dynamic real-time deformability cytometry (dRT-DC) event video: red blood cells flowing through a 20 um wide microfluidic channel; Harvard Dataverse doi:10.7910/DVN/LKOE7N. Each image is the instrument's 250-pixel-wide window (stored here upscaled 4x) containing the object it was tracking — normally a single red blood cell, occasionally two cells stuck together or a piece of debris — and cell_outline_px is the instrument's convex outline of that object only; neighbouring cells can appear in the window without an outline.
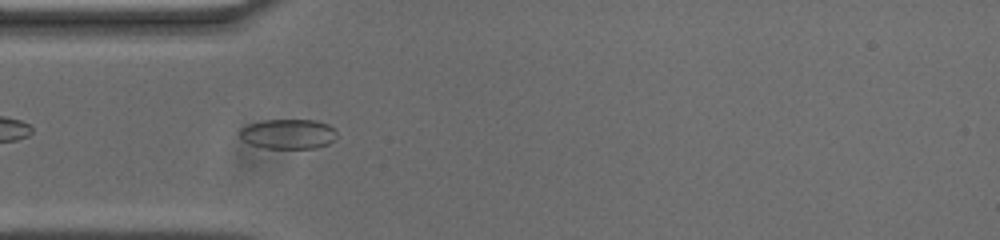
{"species": "common noctule bat (a hibernating species)", "species_latin": "Nyctalus noctula", "temperature_condition": "cold", "stored_images_in_passage": 43, "camera_frame_rate_fps": 3000, "um_per_image_px": 0.085, "animal": {"sex": "male", "body_mass_g": 20.0, "forearm_length_mm": 53.3}, "frame": {"image": 1, "passage_image": 4, "time_ms": 1.0, "image_size_px": [1000, 240], "cell_outline_px": [[336, 136], [328, 144], [316, 148], [264, 148], [252, 144], [244, 140], [240, 136], [240, 128], [248, 124], [260, 120], [316, 120], [328, 124], [336, 132]], "centroid_in_image_um": [24.48, 11.38], "position_along_channel_um": 60.5, "area_um2": 16.82}}
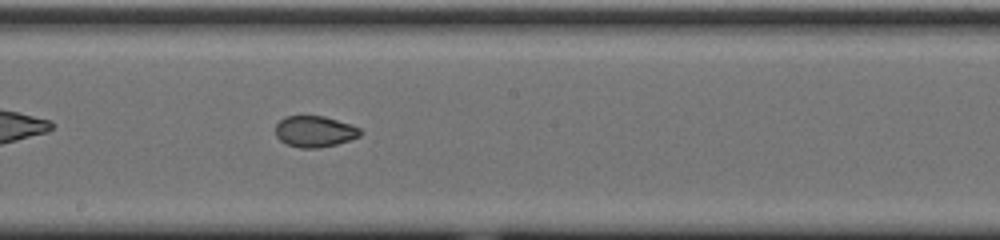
{"frame": {"image": 2, "passage_image": 17, "time_ms": 5.333, "image_size_px": [1000, 240], "cell_outline_px": [[364, 132], [360, 136], [336, 144], [320, 148], [300, 148], [288, 144], [280, 140], [276, 136], [276, 124], [284, 116], [324, 116], [352, 124], [360, 128]], "centroid_in_image_um": [26.77, 11.17], "position_along_channel_um": 221.4, "area_um2": 15.49}}
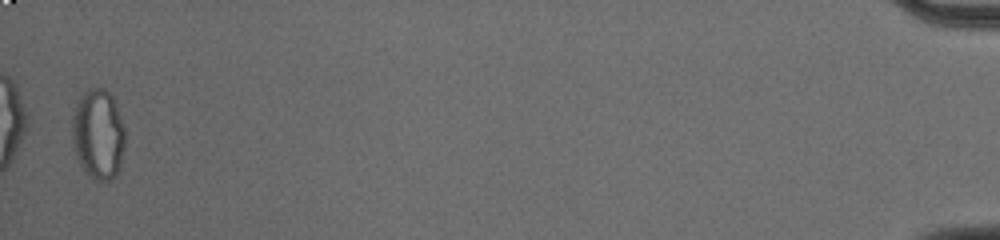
{"frame": {"image": 3, "passage_image": 42, "time_ms": 13.667, "image_size_px": [1000, 240], "cell_outline_px": [[124, 148], [120, 172], [112, 180], [96, 180], [88, 176], [80, 164], [72, 140], [72, 116], [76, 104], [80, 96], [88, 88], [104, 88], [112, 96], [124, 128]], "centroid_in_image_um": [8.35, 11.43], "position_along_channel_um": 426.9, "area_um2": 27.92}, "authors_computed_cell_mechanics": {"area_um2": 16.5886, "velocity_mm_per_s": 3.7106, "shape_relaxation_time_tau1_ms": null, "shape_relaxation_time_tau2_ms": 2.5964, "deformation_change_tau1": null, "deformation_change_tau2": 0.055}}